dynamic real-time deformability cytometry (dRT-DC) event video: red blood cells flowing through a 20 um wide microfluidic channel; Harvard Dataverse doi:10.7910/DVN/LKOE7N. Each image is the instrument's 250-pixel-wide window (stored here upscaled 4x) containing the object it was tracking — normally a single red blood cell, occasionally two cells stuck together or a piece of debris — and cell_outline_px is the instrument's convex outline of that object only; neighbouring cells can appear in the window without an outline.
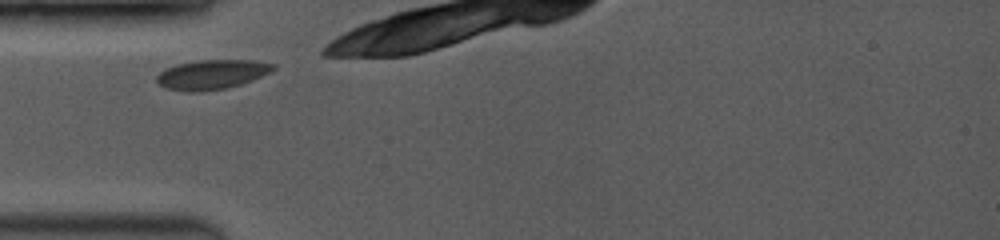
{"species": "common noctule bat (a hibernating species)", "species_latin": "Nyctalus noctula", "temperature_condition": "room temperature", "stored_images_in_passage": 30, "camera_frame_rate_fps": 3500, "um_per_image_px": 0.085, "animal": {"sex": "female", "body_mass_g": 19.0, "forearm_length_mm": 53.3}, "frame": {"image": 1, "passage_image": 1, "time_ms": 0.0, "image_size_px": [1000, 240], "cell_outline_px": [[276, 68], [252, 80], [240, 84], [224, 88], [200, 92], [188, 92], [164, 88], [156, 80], [156, 76], [164, 68], [176, 64], [196, 60], [252, 60], [276, 64]], "centroid_in_image_um": [17.96, 6.32], "position_along_channel_um": 67.0, "area_um2": 20.06}}
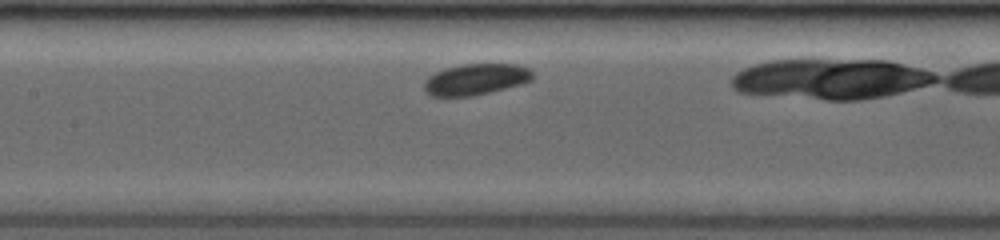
{"frame": {"image": 2, "passage_image": 10, "time_ms": 2.571, "image_size_px": [1000, 240], "cell_outline_px": [[532, 80], [524, 84], [472, 96], [432, 96], [424, 88], [424, 80], [428, 76], [444, 68], [464, 64], [516, 64], [528, 68], [532, 72]], "centroid_in_image_um": [40.45, 6.74], "position_along_channel_um": 166.9, "area_um2": 19.71}}
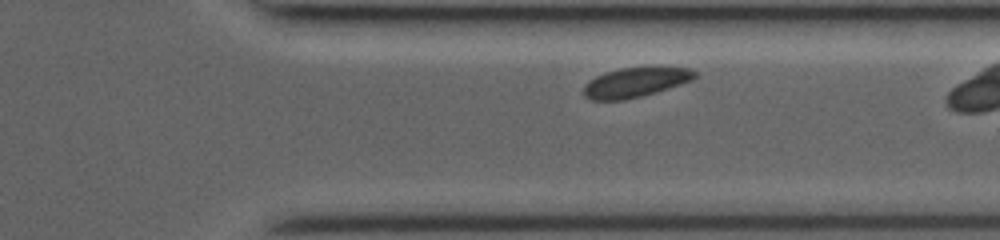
{"frame": {"image": 3, "passage_image": 27, "time_ms": 7.429, "image_size_px": [1000, 240], "cell_outline_px": [[696, 76], [692, 80], [656, 92], [624, 100], [592, 100], [584, 96], [584, 84], [588, 80], [604, 72], [620, 68], [652, 64], [656, 64], [692, 68], [696, 72]], "centroid_in_image_um": [54.05, 6.93], "position_along_channel_um": 357.3, "area_um2": 20.06}}